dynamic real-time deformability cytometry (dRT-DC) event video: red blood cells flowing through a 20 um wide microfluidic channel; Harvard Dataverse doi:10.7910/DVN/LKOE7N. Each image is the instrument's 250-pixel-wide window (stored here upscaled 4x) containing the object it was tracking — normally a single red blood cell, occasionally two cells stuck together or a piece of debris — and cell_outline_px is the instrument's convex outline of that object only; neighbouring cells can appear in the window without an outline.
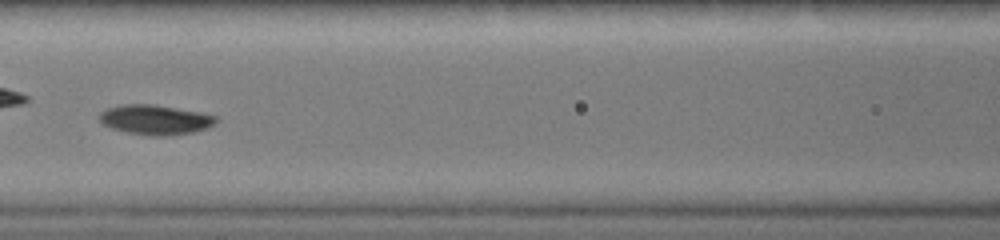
{"species": "common noctule bat (a hibernating species)", "species_latin": "Nyctalus noctula", "temperature_condition": "warm", "stored_images_in_passage": 11, "camera_frame_rate_fps": 3000, "um_per_image_px": 0.085, "animal": {"sex": "female", "body_mass_g": 19.0, "forearm_length_mm": 51.5}, "frame": {"image": 1, "passage_image": 8, "time_ms": 2.333, "image_size_px": [1000, 240], "cell_outline_px": [[220, 120], [216, 124], [208, 128], [192, 132], [172, 136], [152, 136], [124, 132], [112, 128], [104, 124], [100, 120], [100, 112], [108, 108], [124, 104], [148, 104], [196, 112], [216, 116]], "centroid_in_image_um": [13.21, 10.2], "position_along_channel_um": 153.4, "area_um2": 20.06}}
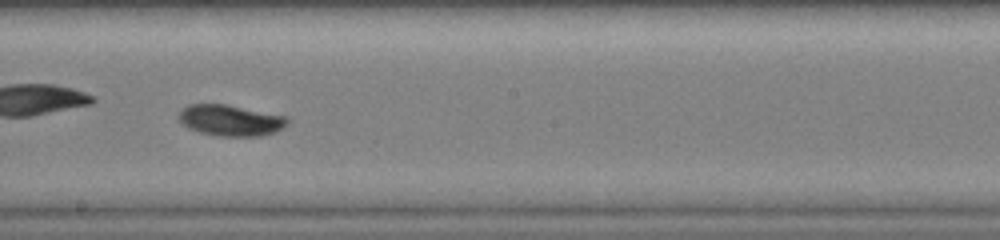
{"frame": {"image": 2, "passage_image": 10, "time_ms": 3.0, "image_size_px": [1000, 240], "cell_outline_px": [[288, 124], [284, 128], [276, 132], [260, 136], [216, 136], [200, 132], [188, 128], [180, 124], [180, 112], [188, 104], [224, 104], [288, 116]], "centroid_in_image_um": [19.63, 10.24], "position_along_channel_um": 228.6, "area_um2": 19.77}}